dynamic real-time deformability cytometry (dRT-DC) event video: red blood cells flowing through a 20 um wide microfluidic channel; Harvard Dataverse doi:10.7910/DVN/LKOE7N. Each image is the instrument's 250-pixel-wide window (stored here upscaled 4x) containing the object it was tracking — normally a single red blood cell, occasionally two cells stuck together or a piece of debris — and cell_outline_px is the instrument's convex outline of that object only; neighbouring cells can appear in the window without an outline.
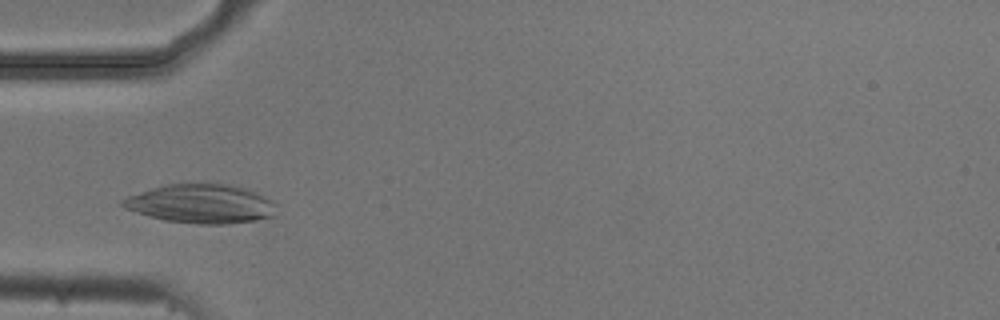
{"species": "common noctule bat (a hibernating species)", "species_latin": "Nyctalus noctula", "temperature_condition": "cold", "stored_images_in_passage": 3, "camera_frame_rate_fps": 3000, "um_per_image_px": 0.085, "animal": {"sex": "male", "body_mass_g": 20.5, "forearm_length_mm": 52.5}, "frame": {"image": 1, "passage_image": 2, "time_ms": 0.333, "image_size_px": [1000, 320], "cell_outline_px": [[276, 216], [256, 220], [224, 224], [196, 224], [164, 220], [148, 216], [124, 208], [120, 204], [120, 200], [128, 196], [152, 188], [168, 184], [224, 184], [244, 188], [264, 196], [272, 200], [276, 204]], "centroid_in_image_um": [17.09, 17.34], "position_along_channel_um": 67.9, "area_um2": 34.8}}
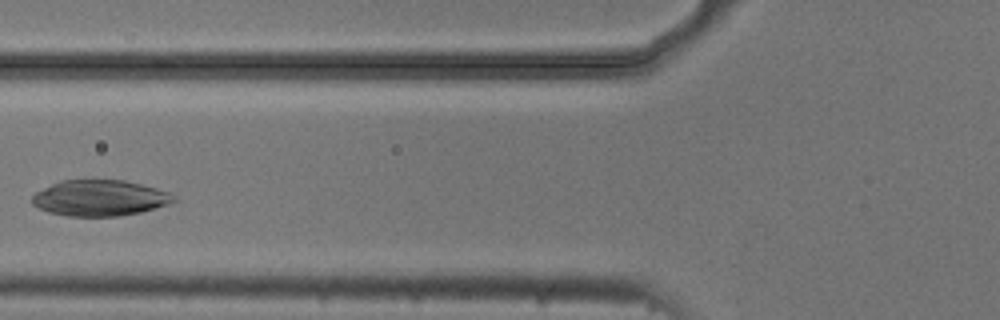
{"frame": {"image": 2, "passage_image": 3, "time_ms": 0.667, "image_size_px": [1000, 320], "cell_outline_px": [[180, 200], [168, 204], [140, 212], [120, 216], [68, 216], [48, 212], [32, 204], [32, 196], [36, 192], [60, 180], [124, 180], [156, 188], [168, 192], [176, 196]], "centroid_in_image_um": [8.5, 16.83], "position_along_channel_um": 117.3, "area_um2": 29.59}}